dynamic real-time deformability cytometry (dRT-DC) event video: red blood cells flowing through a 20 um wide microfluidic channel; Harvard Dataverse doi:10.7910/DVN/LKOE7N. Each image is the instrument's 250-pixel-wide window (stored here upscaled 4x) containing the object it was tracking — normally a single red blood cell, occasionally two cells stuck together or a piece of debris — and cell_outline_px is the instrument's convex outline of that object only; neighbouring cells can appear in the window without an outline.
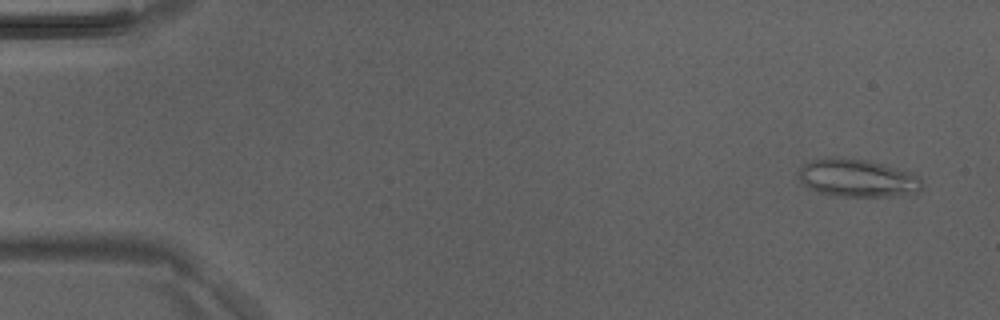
{"species": "Egyptian fruit bat (a non-hibernating species)", "species_latin": "Rousettus aegyptiacus", "temperature_condition": "room temperature", "stored_images_in_passage": 47, "camera_frame_rate_fps": 3000, "um_per_image_px": 0.085, "animal": {"sex": "male"}, "frame": {"image": 1, "passage_image": 3, "time_ms": 0.667, "image_size_px": [1000, 320], "cell_outline_px": [[924, 184], [920, 192], [916, 196], [832, 196], [816, 192], [808, 188], [796, 176], [800, 168], [804, 164], [812, 160], [828, 156], [840, 156], [868, 160], [912, 172], [920, 176]], "centroid_in_image_um": [72.93, 15.14], "position_along_channel_um": 12.1, "area_um2": 28.26}}
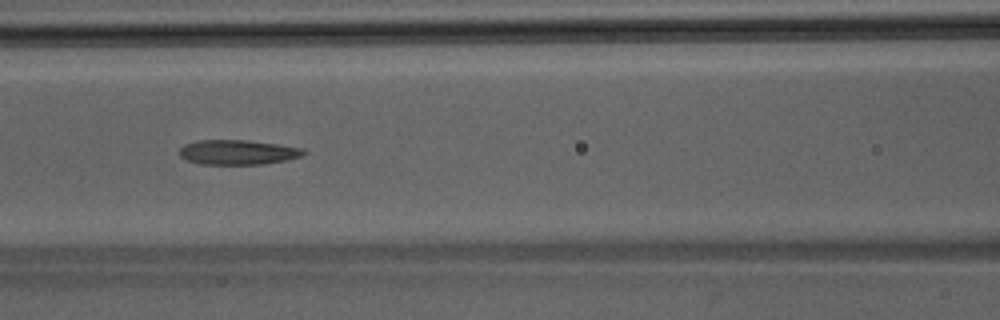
{"frame": {"image": 2, "passage_image": 21, "time_ms": 6.667, "image_size_px": [1000, 320], "cell_outline_px": [[308, 152], [300, 156], [284, 160], [260, 164], [200, 164], [188, 160], [180, 156], [180, 148], [184, 144], [196, 140], [248, 140], [304, 148]], "centroid_in_image_um": [20.19, 12.93], "position_along_channel_um": 146.4, "area_um2": 17.8}}
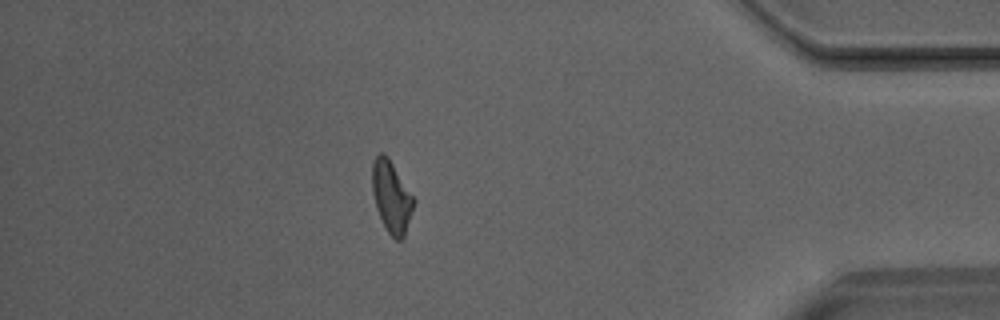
{"frame": {"image": 3, "passage_image": 41, "time_ms": 13.333, "image_size_px": [1000, 320], "cell_outline_px": [[416, 200], [404, 236], [400, 240], [396, 240], [388, 232], [376, 208], [372, 192], [372, 164], [376, 156], [380, 152], [384, 152], [388, 156]], "centroid_in_image_um": [33.27, 16.69], "position_along_channel_um": 401.9, "area_um2": 17.28}}